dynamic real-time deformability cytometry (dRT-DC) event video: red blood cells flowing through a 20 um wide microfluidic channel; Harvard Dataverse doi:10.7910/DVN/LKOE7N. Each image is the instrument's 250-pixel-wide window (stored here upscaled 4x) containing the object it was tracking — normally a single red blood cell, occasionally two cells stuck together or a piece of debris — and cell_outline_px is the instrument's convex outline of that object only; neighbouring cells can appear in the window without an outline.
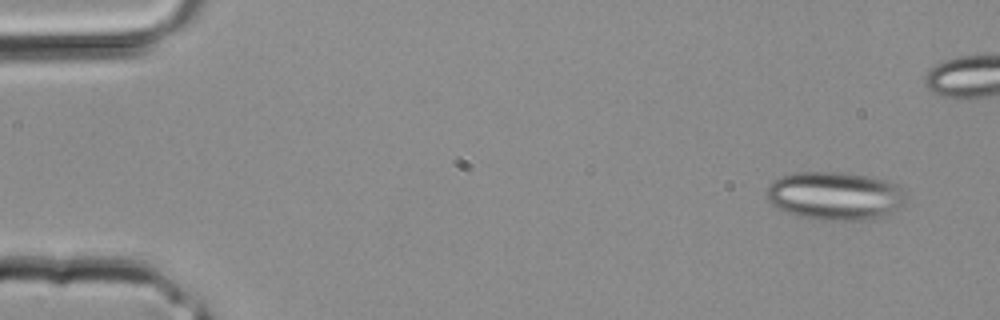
{"species": "common noctule bat (a hibernating species)", "species_latin": "Nyctalus noctula", "temperature_condition": "room temperature", "stored_images_in_passage": 3, "camera_frame_rate_fps": 3000, "um_per_image_px": 0.085, "animal": {"sex": "male", "body_mass_g": 20.4}, "frame": {"image": 1, "passage_image": 1, "time_ms": 0.0, "image_size_px": [1000, 320], "cell_outline_px": [[904, 204], [900, 208], [884, 216], [872, 220], [820, 220], [800, 216], [788, 212], [772, 204], [768, 200], [764, 192], [768, 184], [772, 180], [780, 176], [792, 172], [844, 172], [872, 176], [888, 180], [896, 184], [904, 192]], "centroid_in_image_um": [70.97, 16.63], "position_along_channel_um": 14.0, "area_um2": 39.77}}